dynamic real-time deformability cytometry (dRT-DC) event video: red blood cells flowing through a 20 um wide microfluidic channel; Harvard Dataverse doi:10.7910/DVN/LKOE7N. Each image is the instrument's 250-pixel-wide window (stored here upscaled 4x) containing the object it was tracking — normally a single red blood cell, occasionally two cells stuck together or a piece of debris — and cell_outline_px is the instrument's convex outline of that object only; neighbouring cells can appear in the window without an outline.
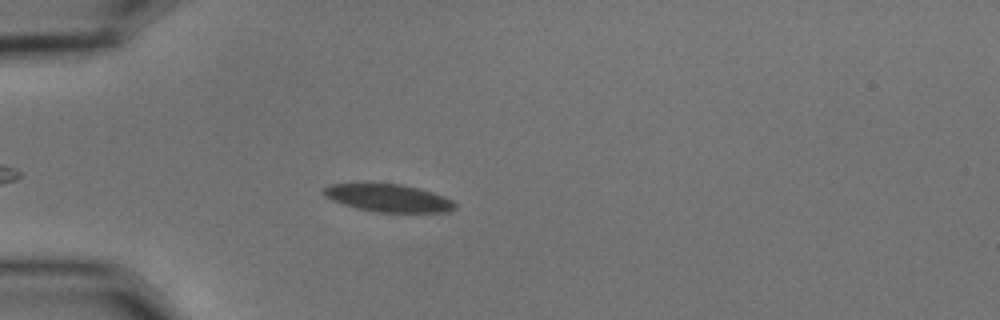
{"species": "common noctule bat (a hibernating species)", "species_latin": "Nyctalus noctula", "temperature_condition": "cold", "stored_images_in_passage": 49, "camera_frame_rate_fps": 3000, "um_per_image_px": 0.085, "animal": {"sex": "male", "body_mass_g": 15.6}, "frame": {"image": 1, "passage_image": 9, "time_ms": 2.667, "image_size_px": [1000, 320], "cell_outline_px": [[456, 208], [448, 212], [376, 212], [356, 208], [332, 200], [324, 196], [320, 192], [324, 188], [332, 184], [400, 184], [432, 192], [444, 196], [452, 200], [456, 204]], "centroid_in_image_um": [33.01, 16.84], "position_along_channel_um": 52.0, "area_um2": 20.98}}
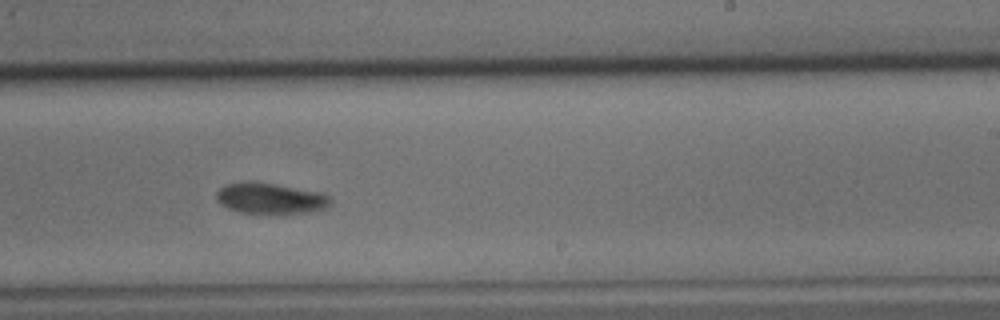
{"frame": {"image": 2, "passage_image": 28, "time_ms": 9.0, "image_size_px": [1000, 320], "cell_outline_px": [[332, 200], [324, 208], [304, 212], [240, 212], [228, 208], [220, 204], [216, 200], [216, 192], [224, 184], [244, 180], [256, 180], [320, 192], [332, 196]], "centroid_in_image_um": [22.91, 16.8], "position_along_channel_um": 266.1, "area_um2": 20.52}}
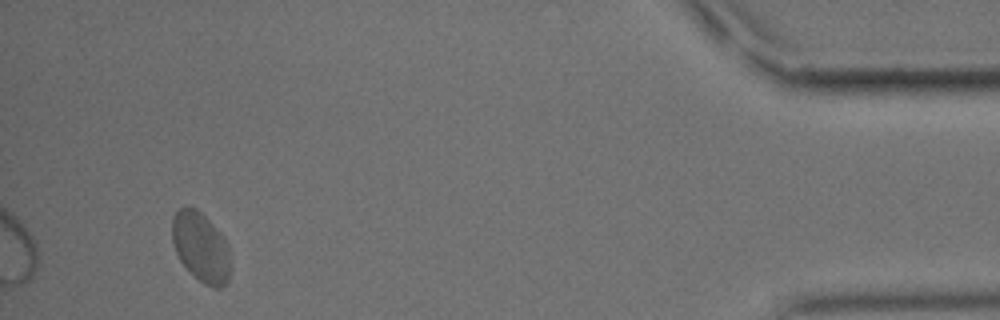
{"frame": {"image": 3, "passage_image": 46, "time_ms": 15.0, "image_size_px": [1000, 320], "cell_outline_px": [[232, 268], [228, 280], [220, 288], [212, 288], [204, 284], [180, 260], [176, 252], [172, 240], [172, 216], [180, 208], [196, 208], [228, 240], [232, 264]], "centroid_in_image_um": [17.13, 21.02], "position_along_channel_um": 418.1, "area_um2": 23.81}, "authors_computed_cell_mechanics": {"area_um2": 21.6172, "velocity_mm_per_s": 3.5956, "shape_relaxation_time_tau1_ms": 3.7947, "shape_relaxation_time_tau2_ms": null, "deformation_change_tau1": 0.1003, "deformation_change_tau2": null}}